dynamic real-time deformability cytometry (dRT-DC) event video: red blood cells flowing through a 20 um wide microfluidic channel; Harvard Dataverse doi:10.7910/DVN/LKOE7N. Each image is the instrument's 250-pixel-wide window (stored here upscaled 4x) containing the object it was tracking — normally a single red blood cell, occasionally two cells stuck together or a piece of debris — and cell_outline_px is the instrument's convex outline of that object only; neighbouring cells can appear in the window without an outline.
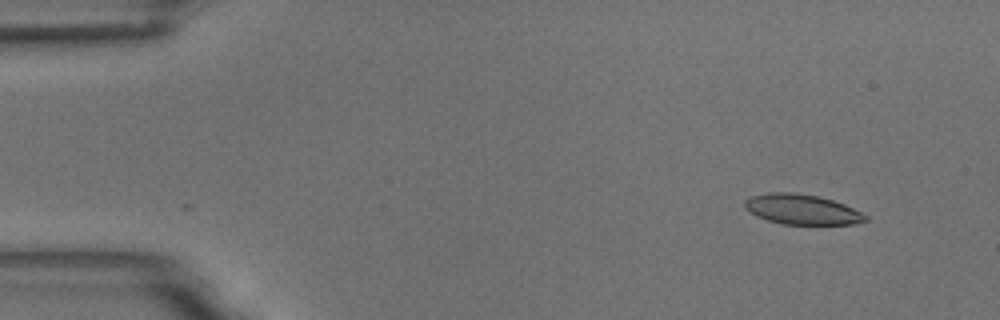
{"species": "common noctule bat (a hibernating species)", "species_latin": "Nyctalus noctula", "temperature_condition": "room temperature", "stored_images_in_passage": 2, "camera_frame_rate_fps": 3000, "um_per_image_px": 0.085, "animal": {"sex": "male", "body_mass_g": 18.8}, "frame": {"image": 1, "passage_image": 1, "time_ms": 0.0, "image_size_px": [1000, 320], "cell_outline_px": [[868, 220], [856, 224], [784, 224], [768, 220], [756, 216], [744, 208], [744, 200], [748, 196], [768, 192], [792, 192], [816, 196], [832, 200], [844, 204], [868, 216]], "centroid_in_image_um": [68.12, 17.79], "position_along_channel_um": 16.9, "area_um2": 21.21}}